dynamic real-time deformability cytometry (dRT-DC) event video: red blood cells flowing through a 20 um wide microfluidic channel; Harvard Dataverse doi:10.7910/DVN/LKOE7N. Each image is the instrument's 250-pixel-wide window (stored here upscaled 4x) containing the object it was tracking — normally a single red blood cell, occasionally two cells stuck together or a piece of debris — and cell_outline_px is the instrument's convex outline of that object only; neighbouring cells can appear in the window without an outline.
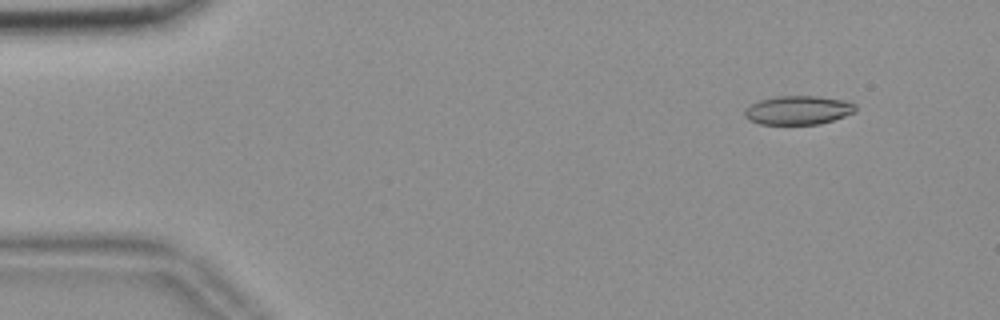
{"species": "common noctule bat (a hibernating species)", "species_latin": "Nyctalus noctula", "temperature_condition": "room temperature", "stored_images_in_passage": 52, "camera_frame_rate_fps": 3000, "um_per_image_px": 0.085, "animal": {"sex": "female", "body_mass_g": 18.4}, "frame": {"image": 1, "passage_image": 2, "time_ms": 0.333, "image_size_px": [1000, 320], "cell_outline_px": [[856, 112], [820, 124], [760, 124], [748, 120], [744, 116], [744, 108], [748, 104], [760, 100], [776, 96], [820, 96], [844, 100], [856, 104]], "centroid_in_image_um": [67.81, 9.36], "position_along_channel_um": 17.2, "area_um2": 18.84}}
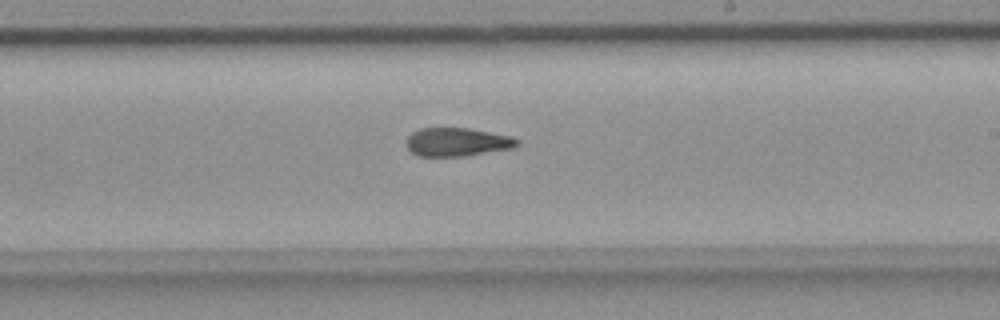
{"frame": {"image": 2, "passage_image": 29, "time_ms": 9.333, "image_size_px": [1000, 320], "cell_outline_px": [[520, 144], [512, 148], [464, 156], [416, 156], [408, 148], [408, 136], [412, 132], [420, 128], [468, 128], [512, 136], [520, 140]], "centroid_in_image_um": [38.88, 12.07], "position_along_channel_um": 250.1, "area_um2": 18.32}}
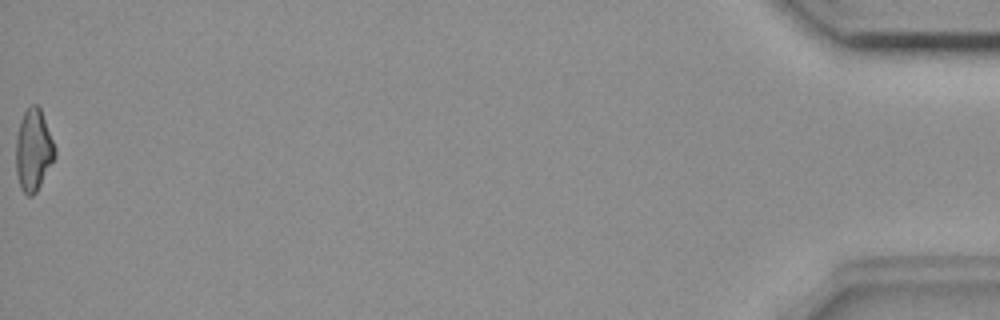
{"frame": {"image": 3, "passage_image": 52, "time_ms": 17.0, "image_size_px": [1000, 320], "cell_outline_px": [[56, 156], [36, 192], [32, 196], [28, 196], [20, 188], [16, 172], [16, 136], [20, 120], [24, 112], [32, 104], [36, 104], [40, 108], [56, 148]], "centroid_in_image_um": [2.84, 12.76], "position_along_channel_um": 432.4, "area_um2": 18.55}, "authors_computed_cell_mechanics": {"area_um2": 19.0162, "velocity_mm_per_s": 3.6992, "shape_relaxation_time_tau1_ms": null, "shape_relaxation_time_tau2_ms": 2.0906, "deformation_change_tau1": null, "deformation_change_tau2": 0.1004}}